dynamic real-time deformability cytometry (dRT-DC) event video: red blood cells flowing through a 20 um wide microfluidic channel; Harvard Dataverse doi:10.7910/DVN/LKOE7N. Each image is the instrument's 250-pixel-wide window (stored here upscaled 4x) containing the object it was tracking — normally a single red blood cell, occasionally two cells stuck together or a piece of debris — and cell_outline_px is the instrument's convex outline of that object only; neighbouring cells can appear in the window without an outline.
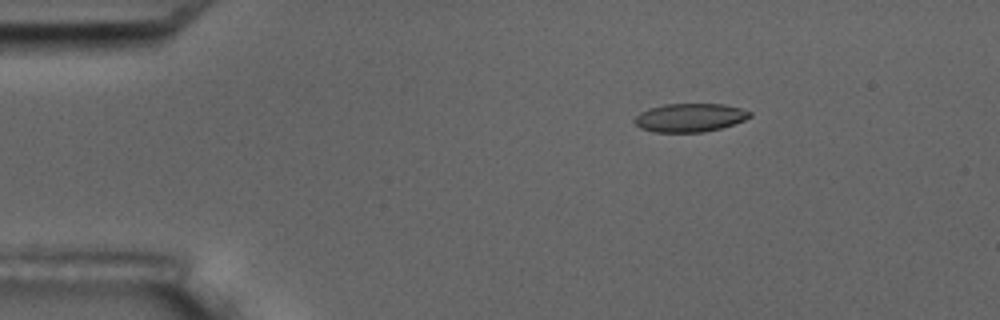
{"species": "common noctule bat (a hibernating species)", "species_latin": "Nyctalus noctula", "temperature_condition": "room temperature", "stored_images_in_passage": 4, "camera_frame_rate_fps": 3000, "um_per_image_px": 0.085, "animal": {"sex": "male", "body_mass_g": 17.5, "forearm_length_mm": 52.3}, "frame": {"image": 1, "passage_image": 3, "time_ms": 2.667, "image_size_px": [1000, 320], "cell_outline_px": [[752, 116], [744, 120], [720, 128], [704, 132], [652, 132], [640, 128], [632, 120], [640, 112], [648, 108], [664, 104], [724, 104], [740, 108], [752, 112]], "centroid_in_image_um": [58.61, 9.99], "position_along_channel_um": 26.4, "area_um2": 19.19}}